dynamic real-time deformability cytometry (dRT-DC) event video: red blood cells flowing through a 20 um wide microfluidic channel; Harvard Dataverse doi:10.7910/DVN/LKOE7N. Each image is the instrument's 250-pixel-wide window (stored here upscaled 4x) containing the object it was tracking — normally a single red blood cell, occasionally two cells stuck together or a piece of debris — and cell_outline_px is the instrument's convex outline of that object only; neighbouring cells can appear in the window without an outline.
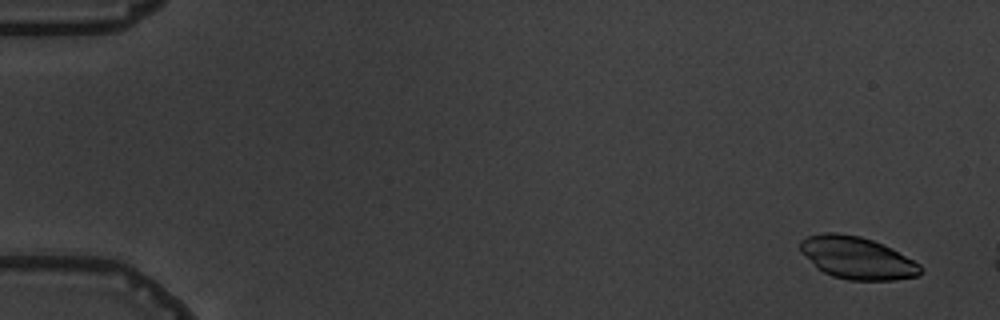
{"species": "common noctule bat (a hibernating species)", "species_latin": "Nyctalus noctula", "temperature_condition": "warm", "stored_images_in_passage": 3, "camera_frame_rate_fps": 3000, "um_per_image_px": 0.085, "animal": {"sex": "male", "body_mass_g": 19.5, "forearm_length_mm": 54.6}, "frame": {"image": 1, "passage_image": 1, "time_ms": 0.0, "image_size_px": [1000, 320], "cell_outline_px": [[924, 268], [920, 276], [892, 280], [848, 280], [832, 276], [816, 268], [800, 252], [800, 240], [808, 236], [824, 232], [836, 232], [860, 236], [872, 240], [892, 248], [920, 264]], "centroid_in_image_um": [72.85, 21.92], "position_along_channel_um": 12.2, "area_um2": 29.88}}